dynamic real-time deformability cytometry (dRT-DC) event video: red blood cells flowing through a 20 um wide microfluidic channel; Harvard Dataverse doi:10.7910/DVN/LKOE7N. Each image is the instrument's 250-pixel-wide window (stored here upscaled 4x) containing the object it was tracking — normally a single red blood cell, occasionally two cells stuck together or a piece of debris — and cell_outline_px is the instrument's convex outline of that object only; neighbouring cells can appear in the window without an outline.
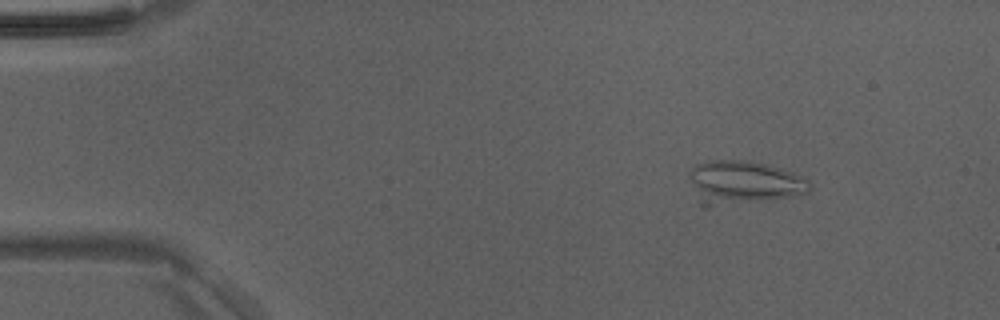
{"species": "Egyptian fruit bat (a non-hibernating species)", "species_latin": "Rousettus aegyptiacus", "temperature_condition": "room temperature", "stored_images_in_passage": 48, "camera_frame_rate_fps": 3000, "um_per_image_px": 0.085, "animal": {"sex": "male"}, "frame": {"image": 1, "passage_image": 6, "time_ms": 1.667, "image_size_px": [1000, 320], "cell_outline_px": [[812, 184], [808, 192], [788, 196], [708, 208], [704, 208], [700, 204], [688, 176], [688, 172], [696, 164], [708, 160], [740, 160], [764, 164], [792, 172], [804, 176]], "centroid_in_image_um": [63.13, 15.52], "position_along_channel_um": 21.9, "area_um2": 30.35}}
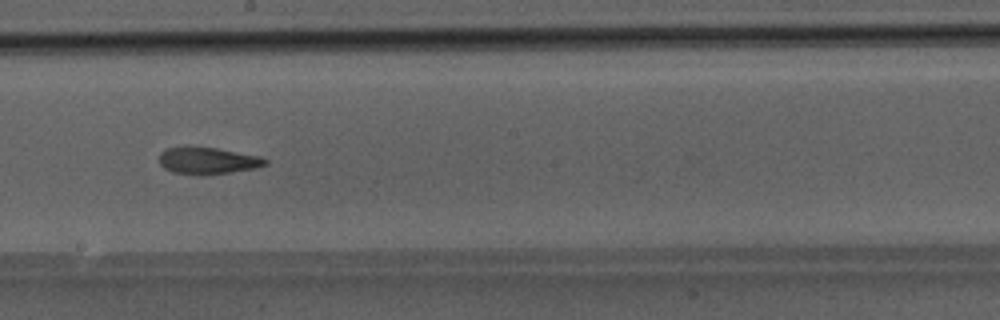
{"frame": {"image": 2, "passage_image": 27, "time_ms": 8.667, "image_size_px": [1000, 320], "cell_outline_px": [[268, 164], [256, 168], [204, 176], [200, 176], [172, 172], [164, 168], [160, 164], [160, 152], [168, 148], [188, 144], [216, 148], [260, 156], [268, 160]], "centroid_in_image_um": [17.63, 13.64], "position_along_channel_um": 230.6, "area_um2": 17.17}}
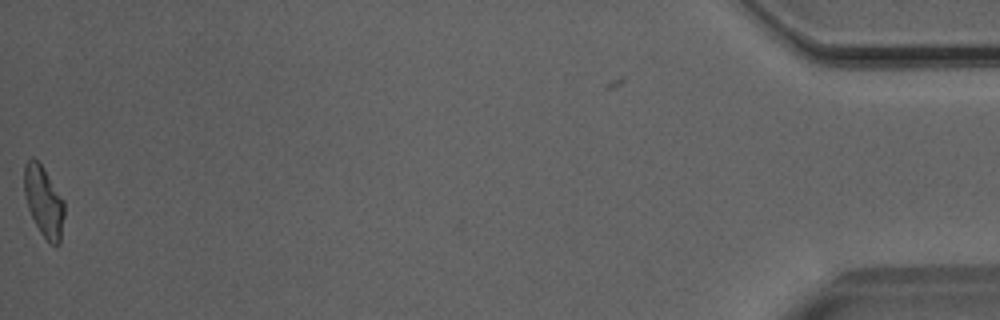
{"frame": {"image": 3, "passage_image": 48, "time_ms": 15.667, "image_size_px": [1000, 320], "cell_outline_px": [[64, 216], [60, 244], [56, 248], [40, 232], [28, 208], [24, 192], [24, 164], [32, 156], [44, 168], [64, 200]], "centroid_in_image_um": [3.73, 17.12], "position_along_channel_um": 431.5, "area_um2": 16.47}}